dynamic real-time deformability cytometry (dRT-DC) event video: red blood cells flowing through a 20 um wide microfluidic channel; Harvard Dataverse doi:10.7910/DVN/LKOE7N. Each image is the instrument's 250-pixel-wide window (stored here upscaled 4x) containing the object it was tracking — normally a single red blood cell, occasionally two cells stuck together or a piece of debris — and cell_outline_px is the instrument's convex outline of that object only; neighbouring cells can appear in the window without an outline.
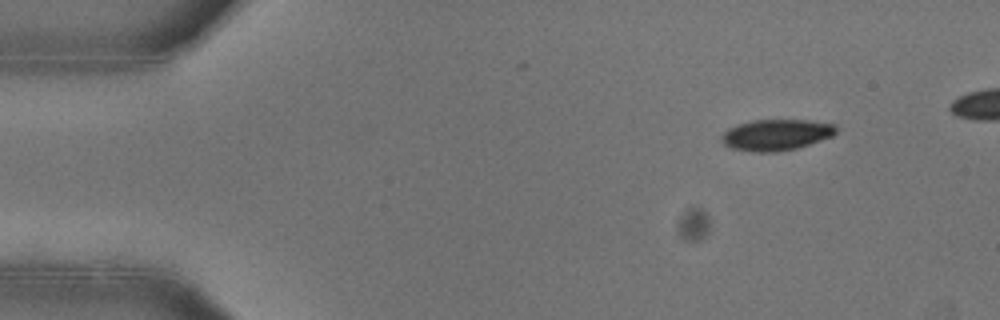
{"species": "common noctule bat (a hibernating species)", "species_latin": "Nyctalus noctula", "temperature_condition": "warm", "stored_images_in_passage": 49, "camera_frame_rate_fps": 3000, "um_per_image_px": 0.085, "animal": {"sex": "female"}, "frame": {"image": 1, "passage_image": 6, "time_ms": 1.667, "image_size_px": [1000, 320], "cell_outline_px": [[836, 132], [832, 136], [796, 148], [776, 152], [752, 152], [732, 148], [724, 144], [720, 140], [720, 136], [728, 128], [752, 120], [808, 120], [836, 124]], "centroid_in_image_um": [65.95, 11.46], "position_along_channel_um": 19.0, "area_um2": 20.69}}
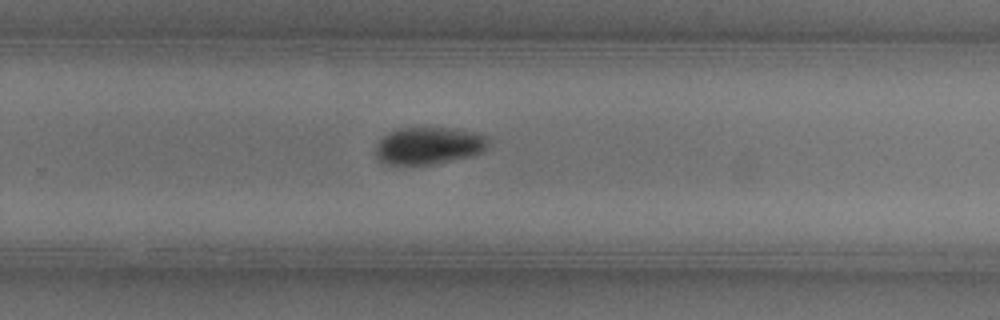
{"frame": {"image": 2, "passage_image": 34, "time_ms": 11.0, "image_size_px": [1000, 320], "cell_outline_px": [[492, 136], [488, 144], [480, 152], [468, 156], [428, 164], [388, 164], [380, 160], [376, 156], [376, 148], [380, 140], [388, 132], [400, 128], [452, 128], [480, 132]], "centroid_in_image_um": [36.49, 12.35], "position_along_channel_um": 293.3, "area_um2": 24.22}}
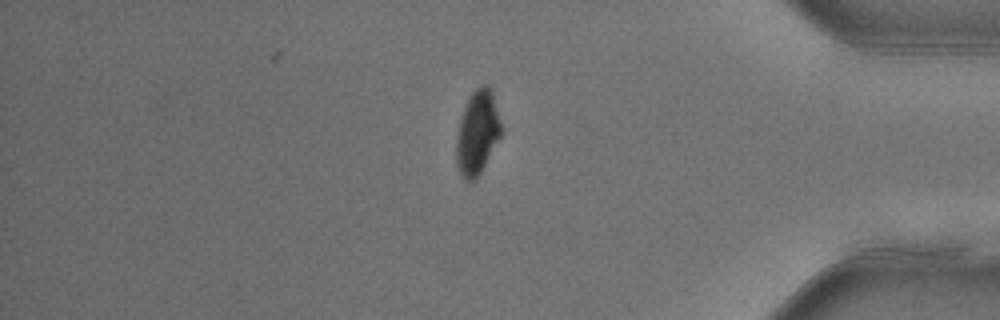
{"frame": {"image": 3, "passage_image": 44, "time_ms": 14.333, "image_size_px": [1000, 320], "cell_outline_px": [[504, 132], [480, 172], [472, 180], [468, 180], [460, 172], [456, 160], [456, 140], [460, 120], [464, 108], [472, 92], [476, 88], [484, 84], [488, 84], [492, 92]], "centroid_in_image_um": [40.61, 11.23], "position_along_channel_um": 394.6, "area_um2": 21.62}, "authors_computed_cell_mechanics": {"area_um2": 23.698, "velocity_mm_per_s": 3.9477, "shape_relaxation_time_tau1_ms": 4.1974, "shape_relaxation_time_tau2_ms": null, "deformation_change_tau1": 0.1378, "deformation_change_tau2": null}}